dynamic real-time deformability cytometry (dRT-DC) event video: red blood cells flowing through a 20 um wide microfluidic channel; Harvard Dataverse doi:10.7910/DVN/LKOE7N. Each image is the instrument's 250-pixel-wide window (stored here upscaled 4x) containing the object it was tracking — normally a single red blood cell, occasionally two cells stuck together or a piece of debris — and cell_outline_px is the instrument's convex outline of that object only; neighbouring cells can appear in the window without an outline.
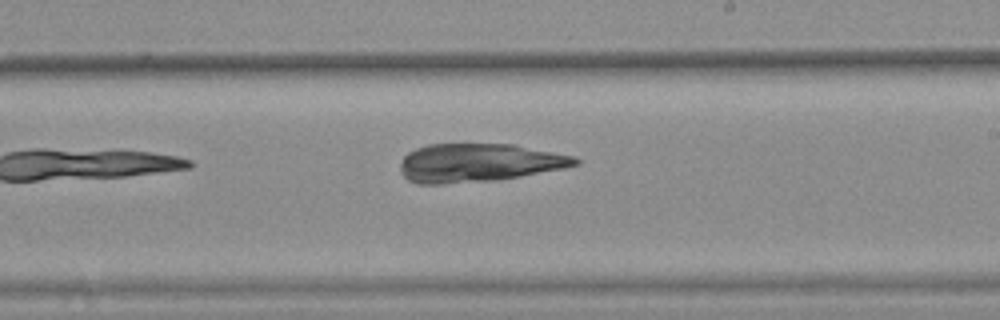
{"species": "common noctule bat (a hibernating species)", "species_latin": "Nyctalus noctula", "temperature_condition": "warm", "stored_images_in_passage": 7, "camera_frame_rate_fps": 3000, "um_per_image_px": 0.085, "animal": {"sex": "female", "body_mass_g": 25.1}, "frame": {"image": 1, "passage_image": 7, "time_ms": 2.0, "image_size_px": [1000, 320], "cell_outline_px": [[580, 164], [564, 168], [520, 176], [492, 180], [440, 184], [416, 184], [408, 180], [400, 172], [400, 164], [404, 156], [408, 152], [416, 148], [428, 144], [512, 144], [576, 156], [580, 160]], "centroid_in_image_um": [40.67, 13.83], "position_along_channel_um": 248.3, "area_um2": 39.13}}